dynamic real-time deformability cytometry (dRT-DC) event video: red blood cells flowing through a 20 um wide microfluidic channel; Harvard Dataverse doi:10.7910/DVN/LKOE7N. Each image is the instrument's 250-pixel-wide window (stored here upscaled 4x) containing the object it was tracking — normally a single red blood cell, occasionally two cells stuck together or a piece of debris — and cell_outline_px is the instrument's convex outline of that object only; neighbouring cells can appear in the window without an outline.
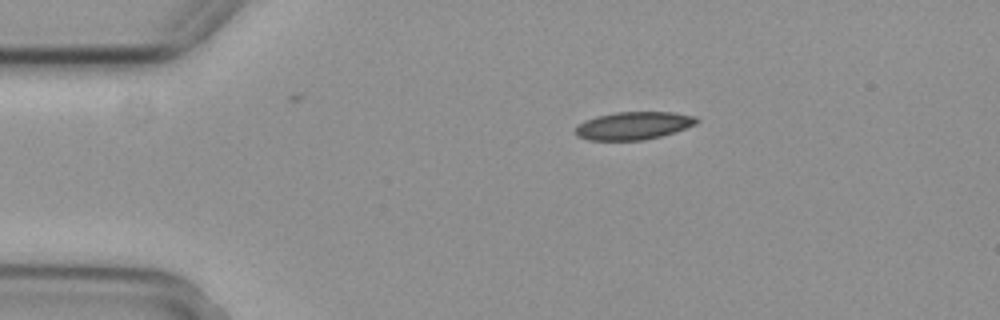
{"species": "common noctule bat (a hibernating species)", "species_latin": "Nyctalus noctula", "temperature_condition": "cold", "stored_images_in_passage": 6, "camera_frame_rate_fps": 3000, "um_per_image_px": 0.085, "animal": {"sex": "female", "body_mass_g": 29.2, "forearm_length_mm": 56.3}, "frame": {"image": 1, "passage_image": 1, "time_ms": 0.0, "image_size_px": [1000, 320], "cell_outline_px": [[700, 120], [696, 124], [660, 136], [644, 140], [588, 140], [576, 136], [576, 128], [584, 120], [596, 116], [616, 112], [672, 112], [696, 116]], "centroid_in_image_um": [53.84, 10.67], "position_along_channel_um": 31.2, "area_um2": 19.54}}
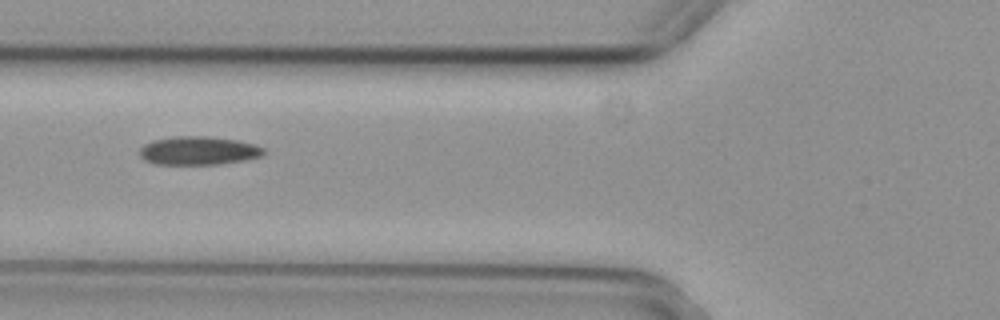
{"frame": {"image": 2, "passage_image": 4, "time_ms": 1.0, "image_size_px": [1000, 320], "cell_outline_px": [[264, 152], [260, 156], [244, 160], [220, 164], [156, 164], [144, 160], [140, 156], [140, 148], [144, 144], [152, 140], [172, 136], [208, 136], [236, 140], [252, 144], [264, 148]], "centroid_in_image_um": [16.82, 12.8], "position_along_channel_um": 109.0, "area_um2": 20.52}}
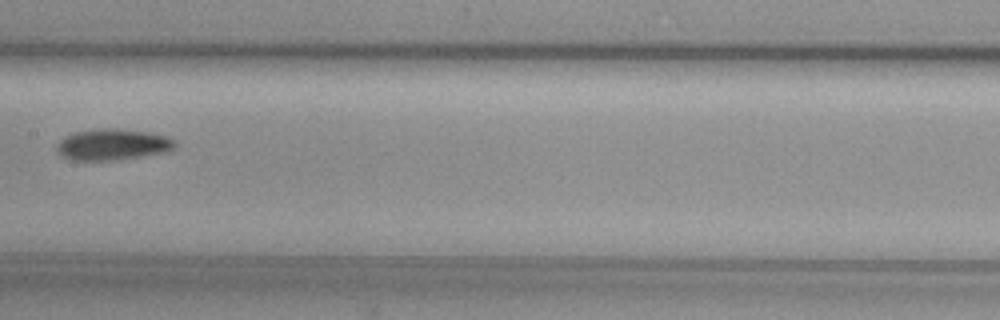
{"frame": {"image": 3, "passage_image": 6, "time_ms": 1.667, "image_size_px": [1000, 320], "cell_outline_px": [[176, 144], [168, 152], [120, 160], [72, 160], [60, 156], [56, 152], [56, 148], [60, 140], [72, 132], [96, 128], [120, 128], [148, 132], [168, 136], [176, 140]], "centroid_in_image_um": [9.57, 12.28], "position_along_channel_um": 197.8, "area_um2": 21.96}}